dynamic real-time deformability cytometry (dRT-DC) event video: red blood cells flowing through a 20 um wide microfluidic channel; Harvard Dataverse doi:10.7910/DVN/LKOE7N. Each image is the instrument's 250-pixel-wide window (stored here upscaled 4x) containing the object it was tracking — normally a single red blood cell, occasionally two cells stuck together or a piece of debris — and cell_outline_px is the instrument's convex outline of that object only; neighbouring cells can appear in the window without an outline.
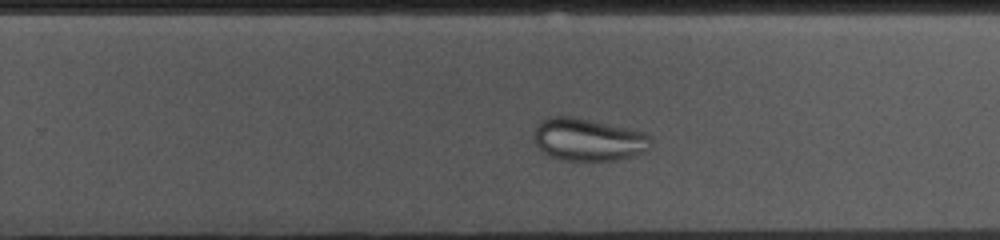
{"species": "common noctule bat (a hibernating species)", "species_latin": "Nyctalus noctula", "temperature_condition": "cold", "stored_images_in_passage": 40, "camera_frame_rate_fps": 3000, "um_per_image_px": 0.085, "animal": {"sex": "female", "body_mass_g": 10.0, "forearm_length_mm": 53.1}, "frame": {"image": 1, "passage_image": 29, "time_ms": 9.333, "image_size_px": [1000, 240], "cell_outline_px": [[652, 144], [644, 152], [632, 156], [616, 160], [560, 160], [548, 156], [536, 144], [536, 124], [540, 120], [548, 116], [572, 116], [644, 132], [652, 136]], "centroid_in_image_um": [50.01, 11.86], "position_along_channel_um": 279.8, "area_um2": 28.9}}